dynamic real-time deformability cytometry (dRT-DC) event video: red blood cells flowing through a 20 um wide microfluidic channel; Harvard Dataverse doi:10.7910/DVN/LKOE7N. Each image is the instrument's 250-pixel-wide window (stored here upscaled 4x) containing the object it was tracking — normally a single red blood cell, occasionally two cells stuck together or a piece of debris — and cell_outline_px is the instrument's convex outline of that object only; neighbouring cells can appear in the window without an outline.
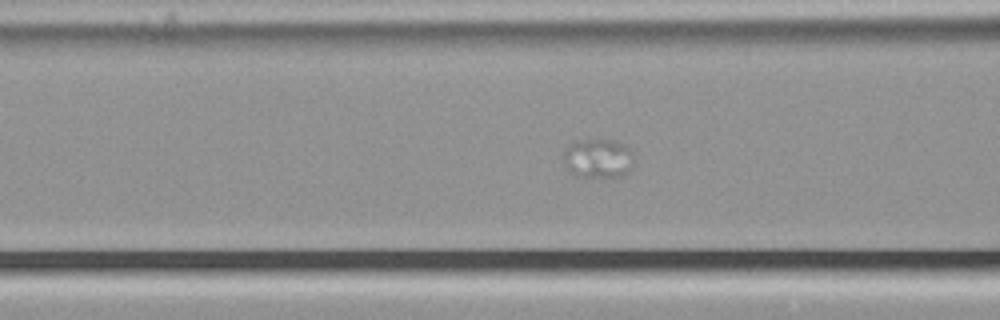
{"species": "common noctule bat (a hibernating species)", "species_latin": "Nyctalus noctula", "temperature_condition": "cold", "stored_images_in_passage": 47, "camera_frame_rate_fps": 3000, "um_per_image_px": 0.085, "animal": {"sex": "male", "body_mass_g": 21.5, "forearm_length_mm": 52.0}, "frame": {"image": 1, "passage_image": 14, "time_ms": 4.333, "image_size_px": [1000, 320], "cell_outline_px": [[632, 164], [628, 172], [620, 176], [576, 176], [568, 168], [564, 160], [564, 148], [572, 144], [584, 140], [612, 140], [624, 144], [632, 152]], "centroid_in_image_um": [50.85, 13.45], "position_along_channel_um": 115.8, "area_um2": 15.61}}
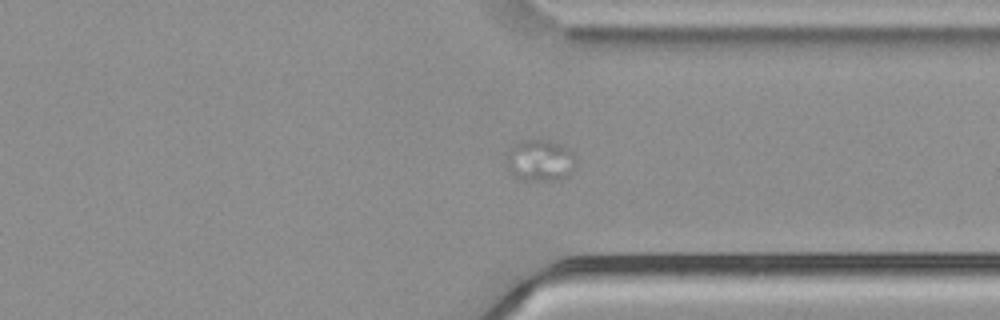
{"frame": {"image": 2, "passage_image": 34, "time_ms": 11.0, "image_size_px": [1000, 320], "cell_outline_px": [[576, 164], [564, 176], [556, 180], [520, 180], [512, 172], [504, 160], [504, 152], [520, 140], [548, 140], [568, 148], [572, 152]], "centroid_in_image_um": [45.82, 13.61], "position_along_channel_um": 365.6, "area_um2": 16.7}}
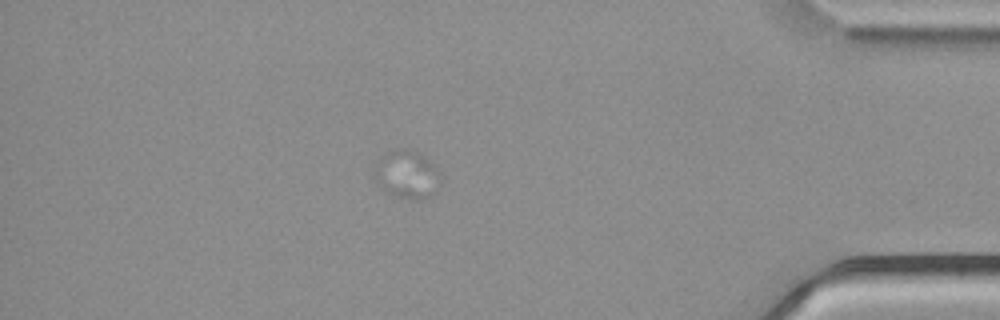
{"frame": {"image": 3, "passage_image": 40, "time_ms": 13.0, "image_size_px": [1000, 320], "cell_outline_px": [[436, 172], [432, 192], [428, 196], [416, 200], [396, 196], [384, 192], [376, 184], [372, 176], [372, 172], [376, 160], [380, 156], [396, 148], [408, 148], [420, 152], [432, 164]], "centroid_in_image_um": [34.39, 14.78], "position_along_channel_um": 400.8, "area_um2": 18.21}}